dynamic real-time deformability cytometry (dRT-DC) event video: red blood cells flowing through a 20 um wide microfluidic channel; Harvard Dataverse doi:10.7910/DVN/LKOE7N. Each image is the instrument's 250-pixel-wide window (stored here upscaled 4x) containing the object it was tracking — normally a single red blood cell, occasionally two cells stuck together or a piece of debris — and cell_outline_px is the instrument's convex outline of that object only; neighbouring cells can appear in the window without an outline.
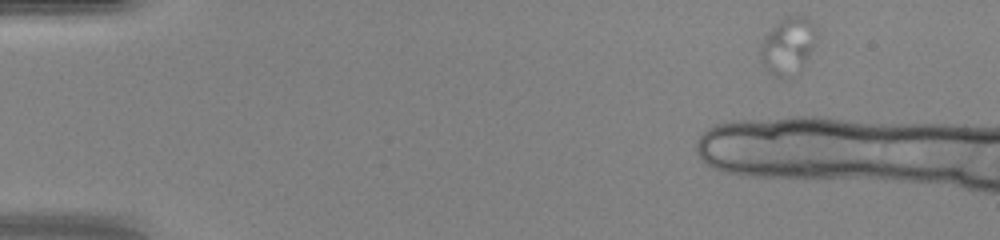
{"species": "human", "species_latin": "Homo sapiens", "temperature_condition": "warm", "stored_images_in_passage": 7, "camera_frame_rate_fps": 3000, "um_per_image_px": 0.085, "donor": {"sex": "female"}, "frame": {"image": 1, "passage_image": 1, "time_ms": 0.0, "image_size_px": [1000, 240], "cell_outline_px": [[816, 40], [804, 64], [800, 68], [788, 76], [776, 80], [764, 68], [760, 60], [760, 44], [764, 36], [784, 16], [804, 16], [812, 20], [816, 28]], "centroid_in_image_um": [66.94, 3.89], "position_along_channel_um": 18.1, "area_um2": 18.73}}